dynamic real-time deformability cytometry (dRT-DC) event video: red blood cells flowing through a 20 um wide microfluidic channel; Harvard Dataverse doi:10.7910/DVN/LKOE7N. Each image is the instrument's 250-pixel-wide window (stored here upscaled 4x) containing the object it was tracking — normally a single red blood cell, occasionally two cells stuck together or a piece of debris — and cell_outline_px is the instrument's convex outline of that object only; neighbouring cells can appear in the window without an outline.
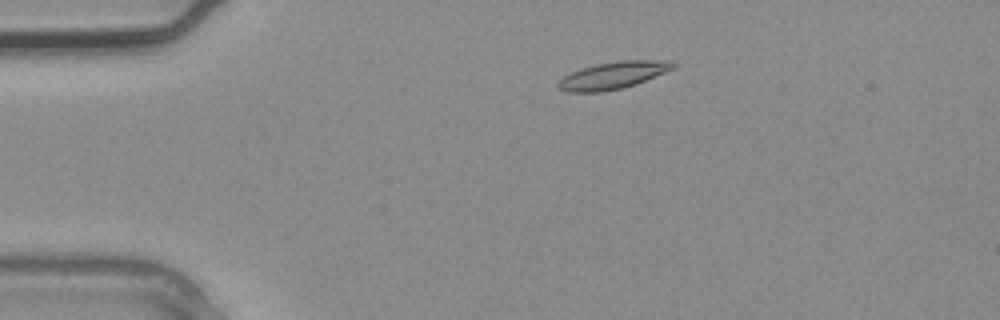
{"species": "common noctule bat (a hibernating species)", "species_latin": "Nyctalus noctula", "temperature_condition": "warm", "stored_images_in_passage": 2, "camera_frame_rate_fps": 3000, "um_per_image_px": 0.085, "animal": {"sex": "male", "body_mass_g": 20.4}, "frame": {"image": 1, "passage_image": 2, "time_ms": 0.333, "image_size_px": [1000, 320], "cell_outline_px": [[676, 68], [636, 84], [624, 88], [600, 92], [568, 92], [560, 88], [556, 84], [564, 76], [580, 68], [620, 60], [672, 60], [676, 64]], "centroid_in_image_um": [52.17, 6.4], "position_along_channel_um": 32.8, "area_um2": 18.21}}